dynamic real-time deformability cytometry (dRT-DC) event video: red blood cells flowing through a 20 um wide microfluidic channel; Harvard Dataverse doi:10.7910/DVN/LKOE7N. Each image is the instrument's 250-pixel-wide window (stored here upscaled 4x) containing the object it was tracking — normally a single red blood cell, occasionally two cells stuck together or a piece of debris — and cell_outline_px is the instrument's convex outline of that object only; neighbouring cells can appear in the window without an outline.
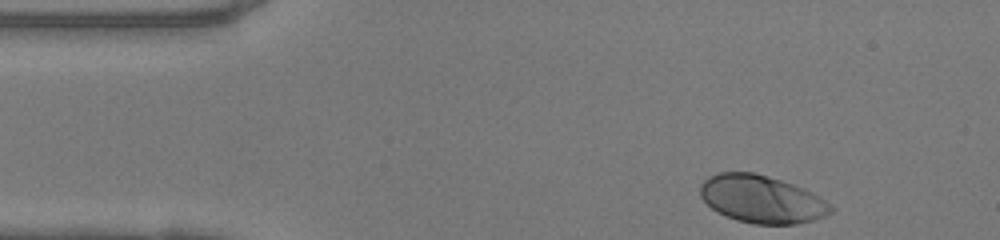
{"species": "human", "species_latin": "Homo sapiens", "temperature_condition": "warm", "stored_images_in_passage": 34, "camera_frame_rate_fps": 3000, "um_per_image_px": 0.085, "donor": {"sex": "female"}, "frame": {"image": 1, "passage_image": 1, "time_ms": 0.0, "image_size_px": [1000, 240], "cell_outline_px": [[836, 208], [832, 212], [824, 216], [812, 220], [796, 224], [752, 224], [736, 220], [712, 208], [700, 196], [700, 184], [708, 176], [716, 172], [752, 172], [780, 180], [804, 188], [832, 204]], "centroid_in_image_um": [64.75, 16.93], "position_along_channel_um": 20.2, "area_um2": 36.18}}
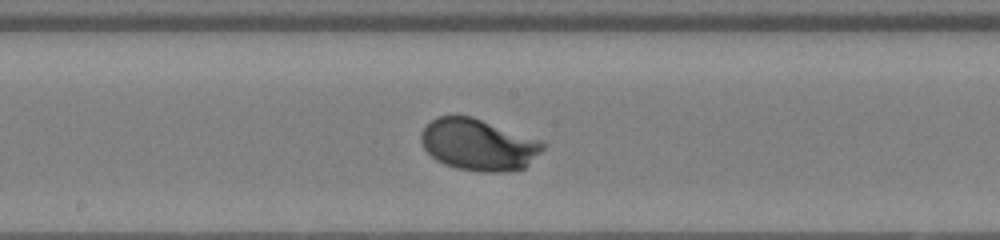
{"frame": {"image": 2, "passage_image": 20, "time_ms": 6.333, "image_size_px": [1000, 240], "cell_outline_px": [[544, 148], [524, 168], [504, 172], [480, 172], [456, 168], [444, 164], [436, 160], [424, 148], [420, 140], [420, 132], [436, 116], [472, 116], [540, 140], [544, 144]], "centroid_in_image_um": [40.64, 12.3], "position_along_channel_um": 207.6, "area_um2": 36.47}}
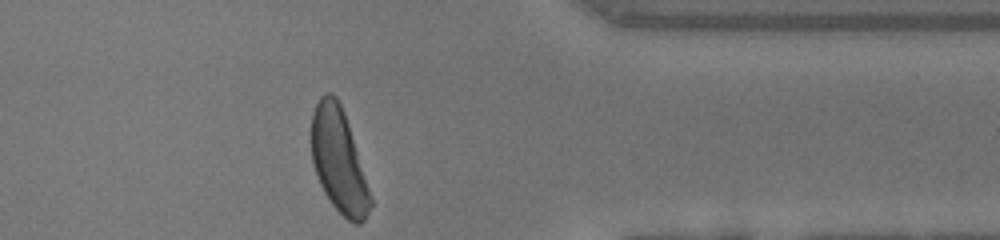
{"frame": {"image": 3, "passage_image": 34, "time_ms": 11.0, "image_size_px": [1000, 240], "cell_outline_px": [[372, 204], [364, 220], [360, 224], [356, 224], [348, 220], [332, 204], [324, 192], [316, 176], [312, 164], [312, 112], [320, 96], [324, 92], [332, 92], [336, 96], [344, 112], [372, 196]], "centroid_in_image_um": [28.79, 13.64], "position_along_channel_um": 382.6, "area_um2": 35.55}, "authors_computed_cell_mechanics": {"area_um2": 35.547, "velocity_mm_per_s": 4.1212, "shape_relaxation_time_tau1_ms": 2.0112, "shape_relaxation_time_tau2_ms": null, "deformation_change_tau1": 0.1681, "deformation_change_tau2": null}}